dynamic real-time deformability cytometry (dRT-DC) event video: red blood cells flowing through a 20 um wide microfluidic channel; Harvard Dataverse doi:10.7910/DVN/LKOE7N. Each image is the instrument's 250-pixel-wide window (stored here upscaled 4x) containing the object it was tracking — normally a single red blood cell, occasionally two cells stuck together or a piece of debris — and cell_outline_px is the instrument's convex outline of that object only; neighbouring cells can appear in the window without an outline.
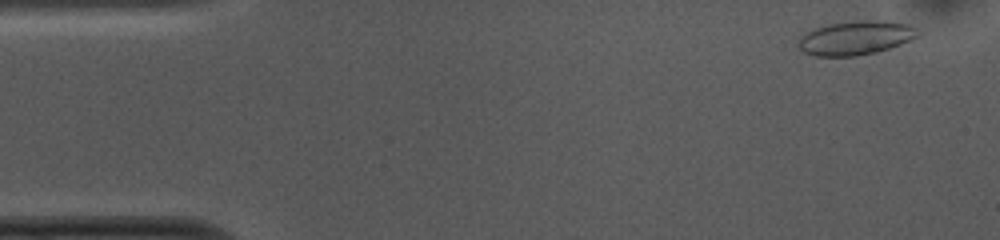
{"species": "common noctule bat (a hibernating species)", "species_latin": "Nyctalus noctula", "temperature_condition": "cold", "stored_images_in_passage": 52, "camera_frame_rate_fps": 3000, "um_per_image_px": 0.085, "animal": {"sex": "female", "body_mass_g": 10.0, "forearm_length_mm": 53.1}, "frame": {"image": 1, "passage_image": 3, "time_ms": 0.667, "image_size_px": [1000, 240], "cell_outline_px": [[920, 36], [900, 44], [876, 52], [856, 56], [816, 56], [804, 52], [800, 48], [800, 36], [816, 28], [828, 24], [864, 20], [880, 20], [908, 24], [920, 28]], "centroid_in_image_um": [72.8, 3.21], "position_along_channel_um": 12.2, "area_um2": 23.52}}
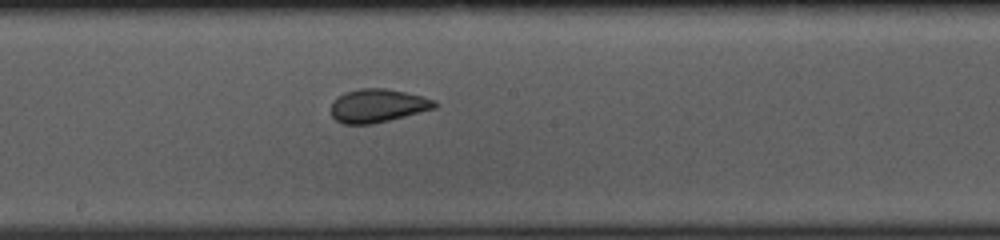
{"frame": {"image": 2, "passage_image": 27, "time_ms": 8.667, "image_size_px": [1000, 240], "cell_outline_px": [[440, 104], [436, 108], [372, 124], [344, 124], [336, 120], [332, 116], [332, 100], [344, 92], [360, 88], [384, 88], [424, 96], [436, 100]], "centroid_in_image_um": [32.12, 8.97], "position_along_channel_um": 216.1, "area_um2": 20.23}}
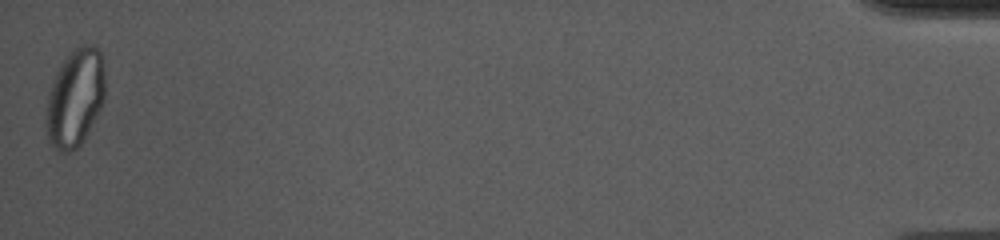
{"frame": {"image": 3, "passage_image": 52, "time_ms": 17.0, "image_size_px": [1000, 240], "cell_outline_px": [[104, 100], [100, 108], [80, 144], [76, 148], [68, 152], [60, 152], [48, 140], [44, 124], [48, 92], [56, 72], [60, 64], [80, 44], [92, 44], [100, 52], [104, 68]], "centroid_in_image_um": [6.35, 8.31], "position_along_channel_um": 428.8, "area_um2": 33.41}, "authors_computed_cell_mechanics": {"area_um2": 21.9351, "velocity_mm_per_s": 3.7433, "shape_relaxation_time_tau1_ms": null, "shape_relaxation_time_tau2_ms": 1.15, "deformation_change_tau1": null, "deformation_change_tau2": 0.0486}}